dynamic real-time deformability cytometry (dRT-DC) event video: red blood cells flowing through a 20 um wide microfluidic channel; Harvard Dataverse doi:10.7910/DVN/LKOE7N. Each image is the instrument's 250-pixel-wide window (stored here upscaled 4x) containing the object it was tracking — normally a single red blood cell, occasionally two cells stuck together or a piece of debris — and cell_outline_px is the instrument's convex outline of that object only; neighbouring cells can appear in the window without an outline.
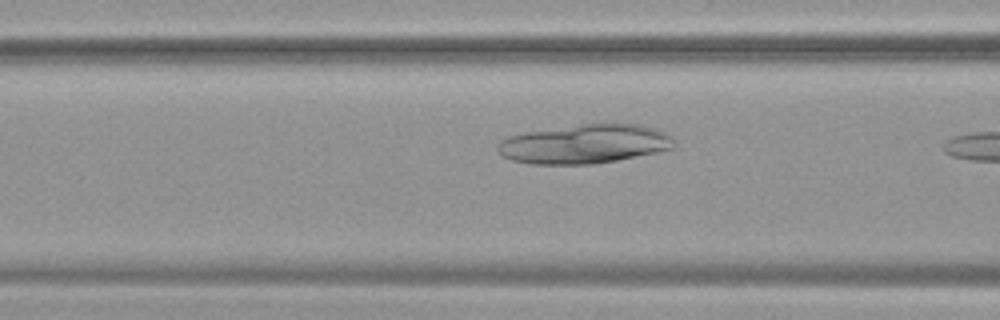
{"species": "common noctule bat (a hibernating species)", "species_latin": "Nyctalus noctula", "temperature_condition": "warm", "stored_images_in_passage": 32, "camera_frame_rate_fps": 3000, "um_per_image_px": 0.085, "animal": {"sex": "female", "body_mass_g": 19.9}, "frame": {"image": 1, "passage_image": 13, "time_ms": 4.0, "image_size_px": [1000, 320], "cell_outline_px": [[672, 148], [656, 152], [616, 160], [592, 164], [532, 164], [512, 160], [504, 156], [496, 148], [496, 144], [500, 140], [508, 136], [524, 132], [580, 124], [644, 124], [656, 128], [672, 136]], "centroid_in_image_um": [49.65, 12.23], "position_along_channel_um": 116.9, "area_um2": 40.06}}
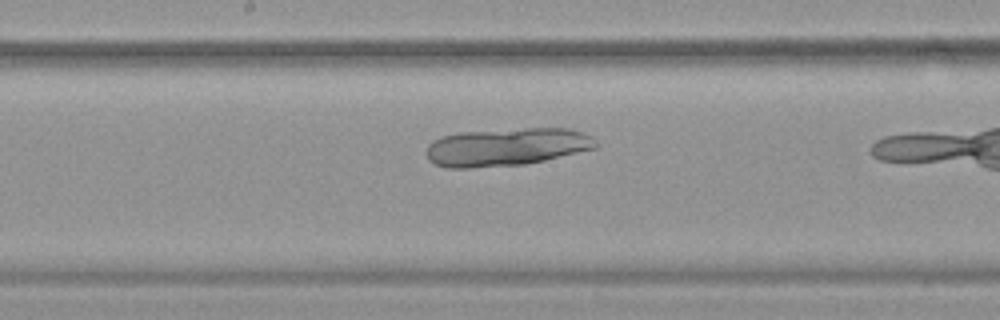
{"frame": {"image": 2, "passage_image": 20, "time_ms": 6.333, "image_size_px": [1000, 320], "cell_outline_px": [[600, 144], [596, 148], [544, 160], [524, 164], [468, 168], [444, 168], [432, 164], [428, 160], [424, 152], [428, 144], [432, 140], [440, 136], [464, 132], [528, 128], [568, 128], [584, 132], [592, 136]], "centroid_in_image_um": [43.02, 12.49], "position_along_channel_um": 205.2, "area_um2": 37.8}}
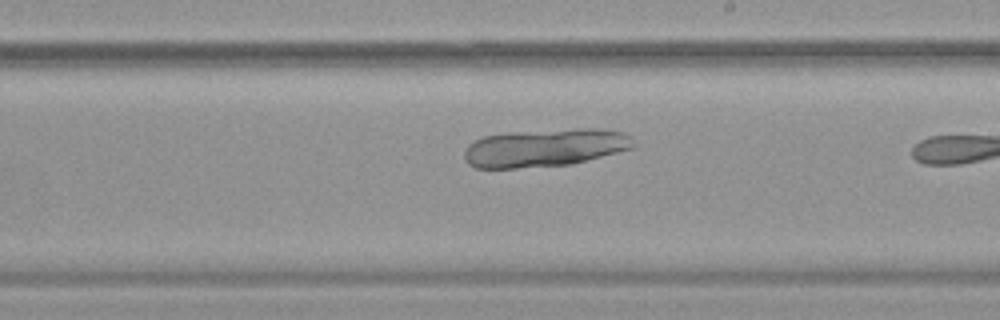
{"frame": {"image": 3, "passage_image": 23, "time_ms": 7.333, "image_size_px": [1000, 320], "cell_outline_px": [[636, 148], [572, 164], [516, 168], [476, 168], [468, 164], [464, 160], [464, 148], [468, 144], [484, 136], [508, 132], [576, 128], [604, 128], [620, 132], [632, 136], [636, 144]], "centroid_in_image_um": [46.35, 12.55], "position_along_channel_um": 242.6, "area_um2": 38.03}}